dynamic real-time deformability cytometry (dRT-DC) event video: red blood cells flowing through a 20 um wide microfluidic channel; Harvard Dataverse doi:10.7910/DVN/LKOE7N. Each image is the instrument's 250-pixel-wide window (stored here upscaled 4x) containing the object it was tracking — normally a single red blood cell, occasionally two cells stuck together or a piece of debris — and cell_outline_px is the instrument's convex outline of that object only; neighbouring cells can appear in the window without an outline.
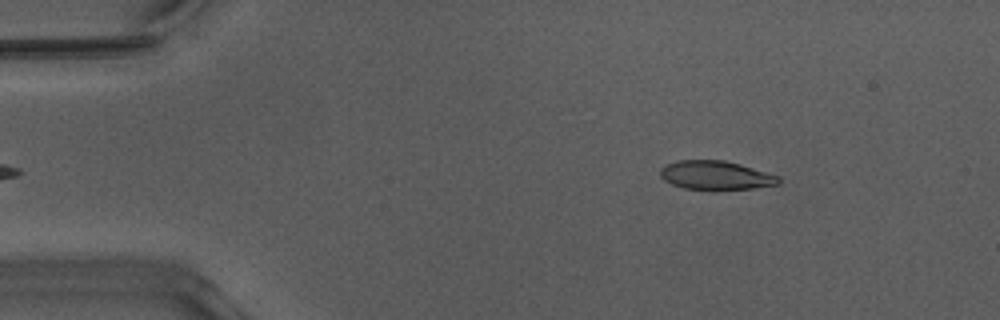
{"species": "Egyptian fruit bat (a non-hibernating species)", "species_latin": "Rousettus aegyptiacus", "temperature_condition": "warm", "stored_images_in_passage": 30, "camera_frame_rate_fps": 3000, "um_per_image_px": 0.085, "animal": {"sex": "male"}, "frame": {"image": 1, "passage_image": 5, "time_ms": 1.333, "image_size_px": [1000, 320], "cell_outline_px": [[780, 184], [752, 188], [684, 188], [672, 184], [664, 180], [660, 176], [660, 168], [664, 164], [676, 160], [724, 160], [740, 164], [780, 176]], "centroid_in_image_um": [60.81, 14.87], "position_along_channel_um": 24.2, "area_um2": 19.59}}
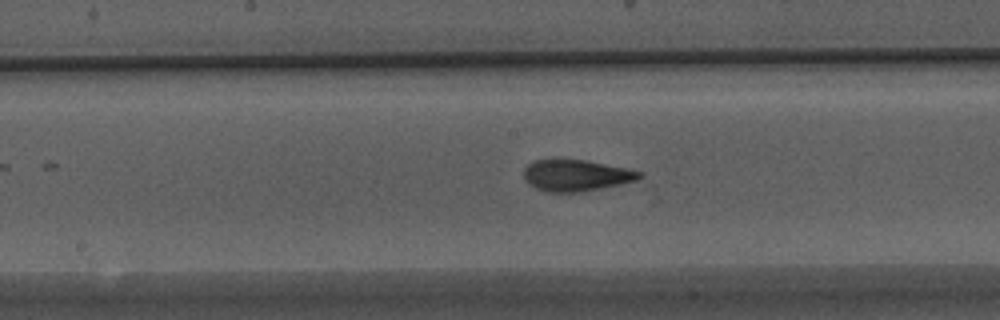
{"frame": {"image": 2, "passage_image": 24, "time_ms": 7.667, "image_size_px": [1000, 320], "cell_outline_px": [[644, 176], [636, 180], [620, 184], [580, 192], [548, 192], [536, 188], [528, 184], [524, 176], [524, 168], [528, 164], [536, 160], [584, 160], [644, 172]], "centroid_in_image_um": [48.97, 14.92], "position_along_channel_um": 199.2, "area_um2": 20.87}}
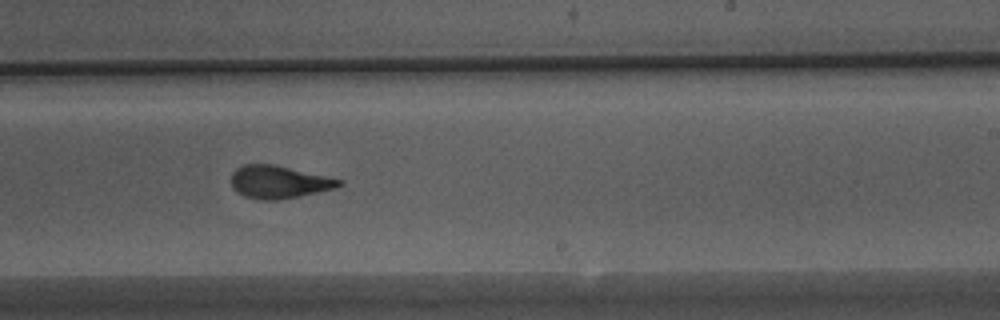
{"frame": {"image": 3, "passage_image": 29, "time_ms": 9.333, "image_size_px": [1000, 320], "cell_outline_px": [[344, 184], [336, 188], [276, 200], [260, 200], [244, 196], [236, 192], [232, 188], [232, 172], [236, 168], [244, 164], [272, 164], [344, 180]], "centroid_in_image_um": [23.68, 15.47], "position_along_channel_um": 265.3, "area_um2": 20.4}}